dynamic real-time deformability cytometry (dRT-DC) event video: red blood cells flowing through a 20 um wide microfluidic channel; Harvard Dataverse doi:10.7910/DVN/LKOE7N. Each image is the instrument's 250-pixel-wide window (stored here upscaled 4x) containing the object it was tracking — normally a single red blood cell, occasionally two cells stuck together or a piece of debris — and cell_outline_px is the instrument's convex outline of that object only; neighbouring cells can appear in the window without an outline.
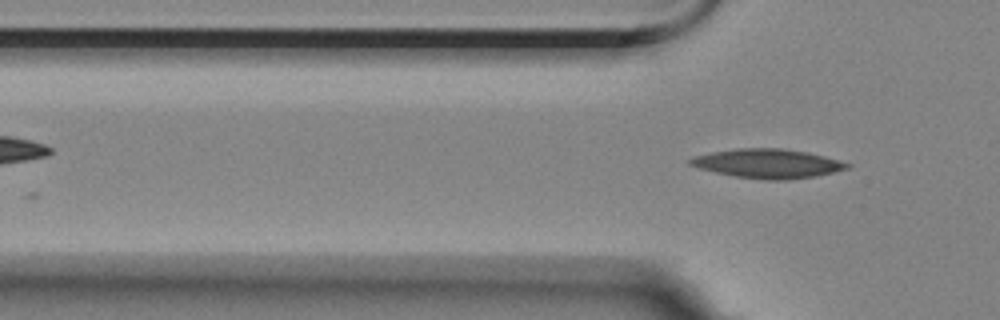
{"species": "Egyptian fruit bat (a non-hibernating species)", "species_latin": "Rousettus aegyptiacus", "temperature_condition": "room temperature", "stored_images_in_passage": 3, "camera_frame_rate_fps": 3000, "um_per_image_px": 0.085, "animal": {"sex": "female"}, "frame": {"image": 1, "passage_image": 2, "time_ms": 2.0, "image_size_px": [1000, 320], "cell_outline_px": [[852, 168], [816, 176], [784, 180], [768, 180], [736, 176], [716, 172], [700, 168], [688, 164], [688, 160], [692, 156], [708, 152], [736, 148], [780, 148], [808, 152], [824, 156], [852, 164]], "centroid_in_image_um": [65.26, 13.89], "position_along_channel_um": 60.5, "area_um2": 26.76}}
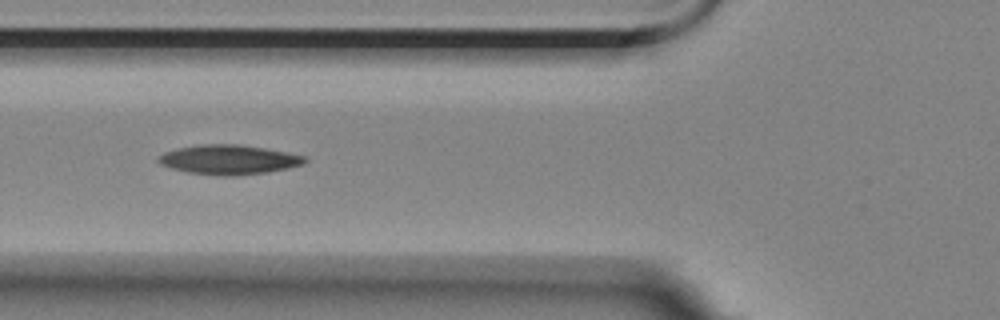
{"frame": {"image": 2, "passage_image": 3, "time_ms": 3.333, "image_size_px": [1000, 320], "cell_outline_px": [[308, 160], [304, 164], [288, 168], [268, 172], [236, 176], [220, 176], [188, 172], [172, 168], [160, 164], [156, 160], [164, 152], [176, 148], [200, 144], [236, 144], [264, 148], [304, 156]], "centroid_in_image_um": [19.43, 13.57], "position_along_channel_um": 106.4, "area_um2": 25.14}}